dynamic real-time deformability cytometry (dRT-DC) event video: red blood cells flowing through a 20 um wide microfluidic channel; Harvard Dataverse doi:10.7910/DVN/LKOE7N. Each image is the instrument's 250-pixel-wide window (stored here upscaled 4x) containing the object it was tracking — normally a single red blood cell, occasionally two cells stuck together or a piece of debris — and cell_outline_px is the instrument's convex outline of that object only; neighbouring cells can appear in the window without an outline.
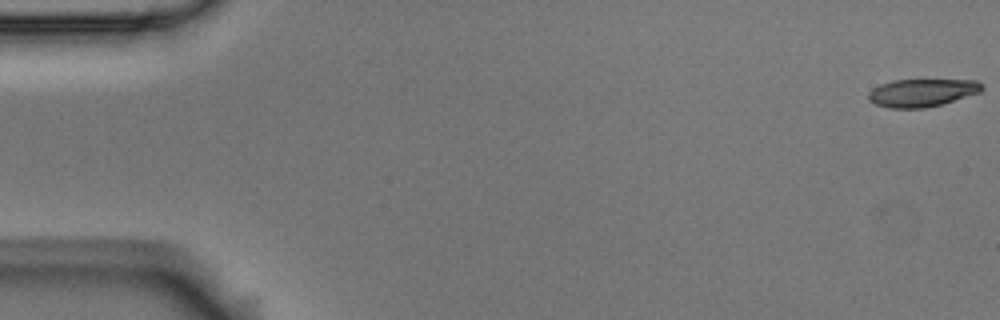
{"species": "Egyptian fruit bat (a non-hibernating species)", "species_latin": "Rousettus aegyptiacus", "temperature_condition": "room temperature", "stored_images_in_passage": 11, "camera_frame_rate_fps": 3000, "um_per_image_px": 0.085, "animal": {"sex": "male"}, "frame": {"image": 1, "passage_image": 1, "time_ms": 0.0, "image_size_px": [1000, 320], "cell_outline_px": [[984, 88], [980, 92], [944, 104], [924, 108], [888, 108], [876, 104], [868, 100], [868, 92], [872, 88], [880, 84], [892, 80], [976, 80], [984, 84]], "centroid_in_image_um": [78.37, 7.88], "position_along_channel_um": 6.6, "area_um2": 18.61}}